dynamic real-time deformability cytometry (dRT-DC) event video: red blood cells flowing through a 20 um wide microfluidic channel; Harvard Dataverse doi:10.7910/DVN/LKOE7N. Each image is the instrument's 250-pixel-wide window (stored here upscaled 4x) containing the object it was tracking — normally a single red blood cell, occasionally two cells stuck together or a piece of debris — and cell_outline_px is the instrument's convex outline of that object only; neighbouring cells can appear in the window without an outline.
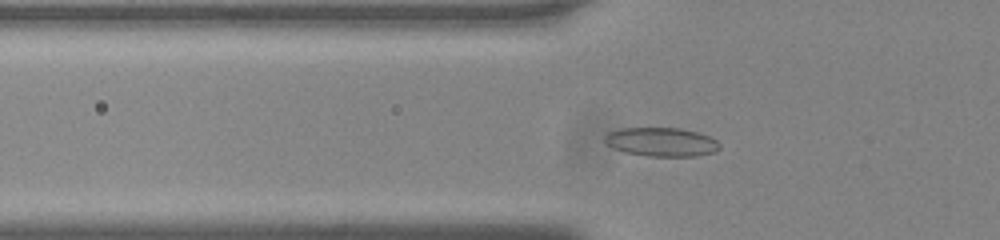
{"species": "common noctule bat (a hibernating species)", "species_latin": "Nyctalus noctula", "temperature_condition": "room temperature", "stored_images_in_passage": 40, "camera_frame_rate_fps": 3000, "um_per_image_px": 0.085, "animal": {"sex": "male", "body_mass_g": 20.0, "forearm_length_mm": 53.3}, "frame": {"image": 1, "passage_image": 4, "time_ms": 1.0, "image_size_px": [1000, 240], "cell_outline_px": [[720, 148], [716, 152], [696, 156], [648, 156], [624, 152], [612, 148], [604, 140], [604, 136], [608, 132], [620, 128], [680, 128], [696, 132], [708, 136], [716, 140], [720, 144]], "centroid_in_image_um": [56.21, 12.07], "position_along_channel_um": 69.6, "area_um2": 19.36}}
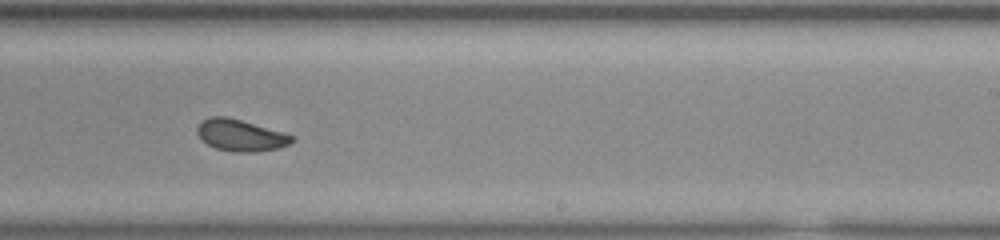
{"frame": {"image": 2, "passage_image": 20, "time_ms": 6.333, "image_size_px": [1000, 240], "cell_outline_px": [[296, 140], [288, 144], [276, 148], [256, 152], [236, 152], [216, 148], [200, 140], [196, 132], [196, 128], [208, 116], [224, 116], [240, 120], [284, 132], [296, 136]], "centroid_in_image_um": [20.45, 11.5], "position_along_channel_um": 268.6, "area_um2": 17.46}}
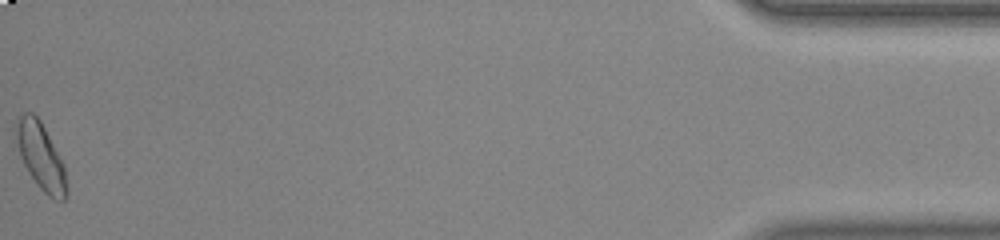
{"frame": {"image": 3, "passage_image": 40, "time_ms": 13.0, "image_size_px": [1000, 240], "cell_outline_px": [[68, 196], [64, 200], [60, 200], [48, 196], [36, 184], [28, 172], [20, 156], [16, 140], [16, 128], [20, 116], [24, 112], [32, 112], [40, 120], [64, 164], [68, 188]], "centroid_in_image_um": [3.49, 13.33], "position_along_channel_um": 431.7, "area_um2": 19.48}, "authors_computed_cell_mechanics": {"area_um2": 17.8891, "velocity_mm_per_s": 3.7636, "shape_relaxation_time_tau1_ms": 4.9426, "shape_relaxation_time_tau2_ms": 1.7676, "deformation_change_tau1": 0.1104, "deformation_change_tau2": 0.0629}}